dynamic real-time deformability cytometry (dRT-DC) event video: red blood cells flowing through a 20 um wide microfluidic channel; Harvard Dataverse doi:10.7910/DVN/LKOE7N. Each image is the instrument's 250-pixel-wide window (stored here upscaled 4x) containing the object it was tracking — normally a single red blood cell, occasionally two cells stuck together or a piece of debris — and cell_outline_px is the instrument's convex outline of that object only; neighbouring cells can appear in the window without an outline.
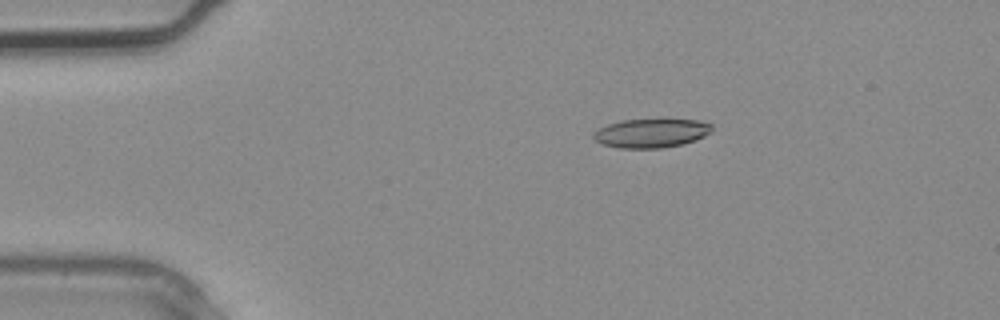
{"species": "common noctule bat (a hibernating species)", "species_latin": "Nyctalus noctula", "temperature_condition": "warm", "stored_images_in_passage": 5, "camera_frame_rate_fps": 3000, "um_per_image_px": 0.085, "animal": {"sex": "male", "body_mass_g": 20.4}, "frame": {"image": 1, "passage_image": 5, "time_ms": 1.333, "image_size_px": [1000, 320], "cell_outline_px": [[712, 132], [696, 140], [684, 144], [660, 148], [620, 148], [600, 144], [592, 140], [592, 132], [608, 124], [624, 120], [700, 120], [712, 124]], "centroid_in_image_um": [55.33, 11.33], "position_along_channel_um": 29.7, "area_um2": 20.06}}